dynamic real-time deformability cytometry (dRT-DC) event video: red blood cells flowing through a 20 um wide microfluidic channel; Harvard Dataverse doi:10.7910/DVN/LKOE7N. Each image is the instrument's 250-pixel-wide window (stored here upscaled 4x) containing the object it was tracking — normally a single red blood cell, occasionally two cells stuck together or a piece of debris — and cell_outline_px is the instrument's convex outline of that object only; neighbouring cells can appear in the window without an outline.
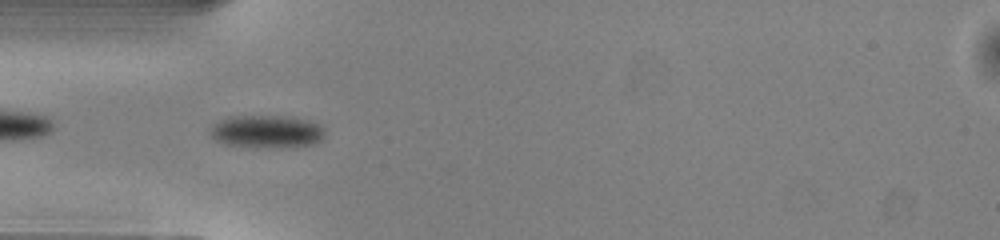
{"species": "common noctule bat (a hibernating species)", "species_latin": "Nyctalus noctula", "temperature_condition": "warm", "stored_images_in_passage": 33, "camera_frame_rate_fps": 3000, "um_per_image_px": 0.085, "animal": {"sex": "male", "body_mass_g": 13.0, "forearm_length_mm": 53.1}, "frame": {"image": 1, "passage_image": 2, "time_ms": 0.333, "image_size_px": [1000, 240], "cell_outline_px": [[324, 136], [320, 140], [312, 144], [224, 144], [216, 140], [212, 136], [212, 124], [228, 116], [288, 116], [308, 120], [320, 124], [324, 128]], "centroid_in_image_um": [22.67, 11.09], "position_along_channel_um": 62.3, "area_um2": 20.52}}
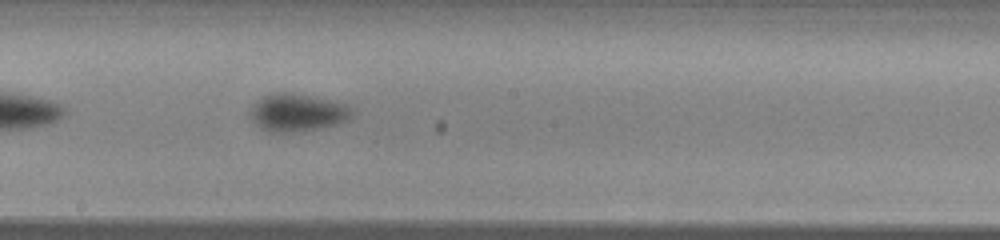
{"frame": {"image": 2, "passage_image": 14, "time_ms": 4.333, "image_size_px": [1000, 240], "cell_outline_px": [[356, 108], [352, 116], [336, 124], [312, 128], [280, 132], [272, 132], [264, 128], [252, 120], [252, 104], [264, 96], [272, 92], [284, 92], [308, 96], [328, 100], [344, 104]], "centroid_in_image_um": [25.29, 9.53], "position_along_channel_um": 222.9, "area_um2": 21.39}}
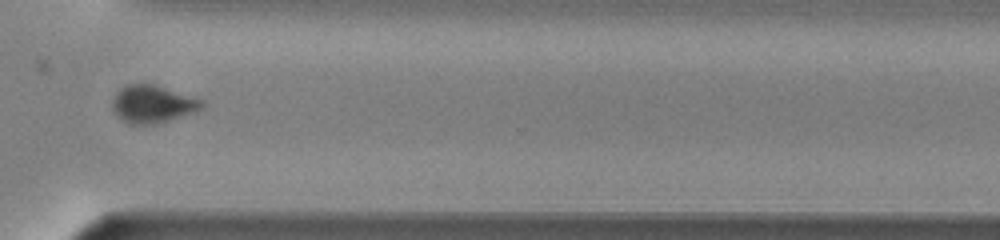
{"frame": {"image": 3, "passage_image": 24, "time_ms": 7.667, "image_size_px": [1000, 240], "cell_outline_px": [[204, 104], [200, 108], [192, 112], [168, 120], [152, 124], [128, 124], [112, 108], [112, 100], [116, 92], [120, 88], [128, 84], [152, 84], [204, 100]], "centroid_in_image_um": [12.94, 8.83], "position_along_channel_um": 357.7, "area_um2": 19.07}, "authors_computed_cell_mechanics": {"area_um2": 21.5594, "velocity_mm_per_s": 4.0394, "shape_relaxation_time_tau1_ms": 2.1464, "shape_relaxation_time_tau2_ms": null, "deformation_change_tau1": 0.1004, "deformation_change_tau2": null}}